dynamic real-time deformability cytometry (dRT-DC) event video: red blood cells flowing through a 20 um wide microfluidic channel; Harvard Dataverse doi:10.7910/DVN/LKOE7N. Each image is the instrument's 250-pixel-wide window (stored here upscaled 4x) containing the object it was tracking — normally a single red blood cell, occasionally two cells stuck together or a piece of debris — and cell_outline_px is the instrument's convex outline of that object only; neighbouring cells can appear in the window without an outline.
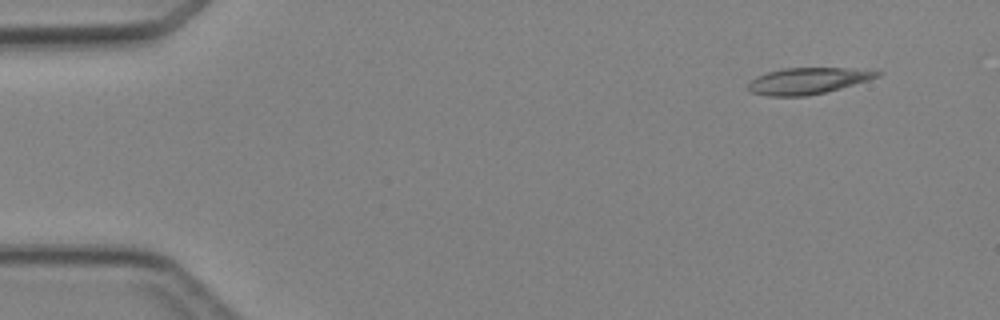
{"species": "Egyptian fruit bat (a non-hibernating species)", "species_latin": "Rousettus aegyptiacus", "temperature_condition": "cold", "stored_images_in_passage": 4, "camera_frame_rate_fps": 3000, "um_per_image_px": 0.085, "animal": {"sex": "female"}, "frame": {"image": 1, "passage_image": 1, "time_ms": 0.0, "image_size_px": [1000, 320], "cell_outline_px": [[884, 72], [880, 76], [868, 80], [840, 88], [808, 96], [768, 96], [752, 92], [748, 88], [748, 84], [756, 76], [768, 72], [784, 68], [848, 68]], "centroid_in_image_um": [68.66, 6.87], "position_along_channel_um": 16.3, "area_um2": 19.59}}
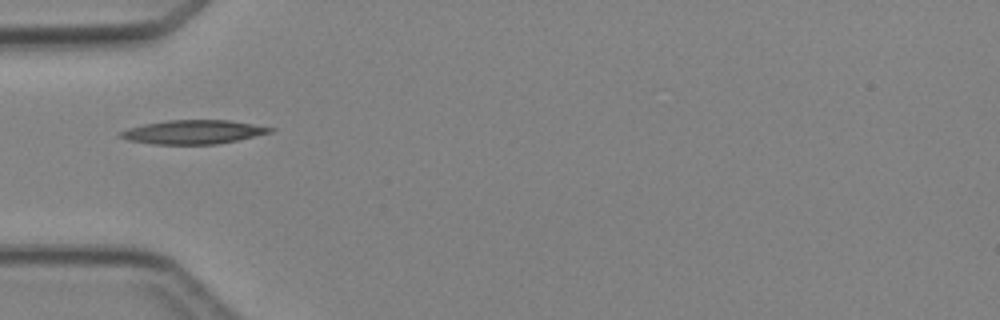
{"frame": {"image": 2, "passage_image": 4, "time_ms": 3.667, "image_size_px": [1000, 320], "cell_outline_px": [[276, 128], [272, 132], [236, 140], [216, 144], [152, 144], [128, 140], [116, 136], [120, 132], [128, 128], [144, 124], [168, 120], [228, 120]], "centroid_in_image_um": [16.39, 11.22], "position_along_channel_um": 68.6, "area_um2": 20.69}}